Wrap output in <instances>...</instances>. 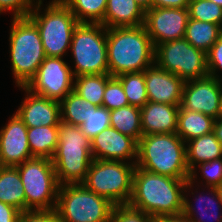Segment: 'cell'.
<instances>
[{"instance_id":"cell-1","label":"cell","mask_w":222,"mask_h":222,"mask_svg":"<svg viewBox=\"0 0 222 222\" xmlns=\"http://www.w3.org/2000/svg\"><path fill=\"white\" fill-rule=\"evenodd\" d=\"M186 183L187 180L135 167L128 205L154 218L182 214Z\"/></svg>"},{"instance_id":"cell-2","label":"cell","mask_w":222,"mask_h":222,"mask_svg":"<svg viewBox=\"0 0 222 222\" xmlns=\"http://www.w3.org/2000/svg\"><path fill=\"white\" fill-rule=\"evenodd\" d=\"M155 47L144 25L107 28L109 74L141 72L154 64Z\"/></svg>"},{"instance_id":"cell-3","label":"cell","mask_w":222,"mask_h":222,"mask_svg":"<svg viewBox=\"0 0 222 222\" xmlns=\"http://www.w3.org/2000/svg\"><path fill=\"white\" fill-rule=\"evenodd\" d=\"M136 167L154 174L188 180L186 143L176 133L143 135L138 141Z\"/></svg>"},{"instance_id":"cell-4","label":"cell","mask_w":222,"mask_h":222,"mask_svg":"<svg viewBox=\"0 0 222 222\" xmlns=\"http://www.w3.org/2000/svg\"><path fill=\"white\" fill-rule=\"evenodd\" d=\"M56 151L52 157L59 185L82 184L93 160L91 140L79 126L60 121Z\"/></svg>"},{"instance_id":"cell-5","label":"cell","mask_w":222,"mask_h":222,"mask_svg":"<svg viewBox=\"0 0 222 222\" xmlns=\"http://www.w3.org/2000/svg\"><path fill=\"white\" fill-rule=\"evenodd\" d=\"M10 63L16 87L26 86L46 58L39 30L29 17L11 19Z\"/></svg>"},{"instance_id":"cell-6","label":"cell","mask_w":222,"mask_h":222,"mask_svg":"<svg viewBox=\"0 0 222 222\" xmlns=\"http://www.w3.org/2000/svg\"><path fill=\"white\" fill-rule=\"evenodd\" d=\"M43 0H37L29 18L36 24L46 57L63 58L68 54L73 32L79 24L75 15L61 1L52 0L41 11Z\"/></svg>"},{"instance_id":"cell-7","label":"cell","mask_w":222,"mask_h":222,"mask_svg":"<svg viewBox=\"0 0 222 222\" xmlns=\"http://www.w3.org/2000/svg\"><path fill=\"white\" fill-rule=\"evenodd\" d=\"M74 77L106 74L108 69L107 28L101 23H79L70 44Z\"/></svg>"},{"instance_id":"cell-8","label":"cell","mask_w":222,"mask_h":222,"mask_svg":"<svg viewBox=\"0 0 222 222\" xmlns=\"http://www.w3.org/2000/svg\"><path fill=\"white\" fill-rule=\"evenodd\" d=\"M135 167L124 161L93 159L82 184L114 205H126L132 196Z\"/></svg>"},{"instance_id":"cell-9","label":"cell","mask_w":222,"mask_h":222,"mask_svg":"<svg viewBox=\"0 0 222 222\" xmlns=\"http://www.w3.org/2000/svg\"><path fill=\"white\" fill-rule=\"evenodd\" d=\"M115 205L83 184L59 187L56 213L62 222H109Z\"/></svg>"},{"instance_id":"cell-10","label":"cell","mask_w":222,"mask_h":222,"mask_svg":"<svg viewBox=\"0 0 222 222\" xmlns=\"http://www.w3.org/2000/svg\"><path fill=\"white\" fill-rule=\"evenodd\" d=\"M15 167L24 185L26 211L55 210L60 185L52 160L33 157Z\"/></svg>"},{"instance_id":"cell-11","label":"cell","mask_w":222,"mask_h":222,"mask_svg":"<svg viewBox=\"0 0 222 222\" xmlns=\"http://www.w3.org/2000/svg\"><path fill=\"white\" fill-rule=\"evenodd\" d=\"M154 63L184 82L209 75L207 53L195 48L185 38L156 45Z\"/></svg>"},{"instance_id":"cell-12","label":"cell","mask_w":222,"mask_h":222,"mask_svg":"<svg viewBox=\"0 0 222 222\" xmlns=\"http://www.w3.org/2000/svg\"><path fill=\"white\" fill-rule=\"evenodd\" d=\"M73 86L72 67L63 58L46 57L25 87L34 94L61 101Z\"/></svg>"},{"instance_id":"cell-13","label":"cell","mask_w":222,"mask_h":222,"mask_svg":"<svg viewBox=\"0 0 222 222\" xmlns=\"http://www.w3.org/2000/svg\"><path fill=\"white\" fill-rule=\"evenodd\" d=\"M180 107L217 119L222 114V81L209 75L186 81Z\"/></svg>"},{"instance_id":"cell-14","label":"cell","mask_w":222,"mask_h":222,"mask_svg":"<svg viewBox=\"0 0 222 222\" xmlns=\"http://www.w3.org/2000/svg\"><path fill=\"white\" fill-rule=\"evenodd\" d=\"M188 19V8H149L145 10L144 27L155 47L184 38Z\"/></svg>"},{"instance_id":"cell-15","label":"cell","mask_w":222,"mask_h":222,"mask_svg":"<svg viewBox=\"0 0 222 222\" xmlns=\"http://www.w3.org/2000/svg\"><path fill=\"white\" fill-rule=\"evenodd\" d=\"M27 126L15 112L0 129V166H17L32 157Z\"/></svg>"},{"instance_id":"cell-16","label":"cell","mask_w":222,"mask_h":222,"mask_svg":"<svg viewBox=\"0 0 222 222\" xmlns=\"http://www.w3.org/2000/svg\"><path fill=\"white\" fill-rule=\"evenodd\" d=\"M137 148L138 142L135 139L111 126L91 140L92 158L98 160L127 161L136 164Z\"/></svg>"},{"instance_id":"cell-17","label":"cell","mask_w":222,"mask_h":222,"mask_svg":"<svg viewBox=\"0 0 222 222\" xmlns=\"http://www.w3.org/2000/svg\"><path fill=\"white\" fill-rule=\"evenodd\" d=\"M25 91V97L16 110L27 128L59 125L61 121L60 101L32 93L25 86H19Z\"/></svg>"},{"instance_id":"cell-18","label":"cell","mask_w":222,"mask_h":222,"mask_svg":"<svg viewBox=\"0 0 222 222\" xmlns=\"http://www.w3.org/2000/svg\"><path fill=\"white\" fill-rule=\"evenodd\" d=\"M147 97L150 102L181 105L184 81L155 63L144 70Z\"/></svg>"},{"instance_id":"cell-19","label":"cell","mask_w":222,"mask_h":222,"mask_svg":"<svg viewBox=\"0 0 222 222\" xmlns=\"http://www.w3.org/2000/svg\"><path fill=\"white\" fill-rule=\"evenodd\" d=\"M179 107L148 101L140 108L142 134L176 133Z\"/></svg>"},{"instance_id":"cell-20","label":"cell","mask_w":222,"mask_h":222,"mask_svg":"<svg viewBox=\"0 0 222 222\" xmlns=\"http://www.w3.org/2000/svg\"><path fill=\"white\" fill-rule=\"evenodd\" d=\"M193 186H194V183L188 179L184 188L183 214L187 216L189 219H191L193 222H208L206 220L209 219L210 221V218H214L215 221L217 222H222V212H221L222 205L219 200V196L216 191V188L207 187V189L209 190L208 191L209 193L207 195L211 194L213 197L212 196L209 197L207 195H205L204 197V195L202 196V193L200 195L195 194L194 197H196L195 199H196V202L198 203H196L197 205L195 204L196 207H194L192 201L188 199L189 198L188 195L191 189L195 188ZM202 203L204 205H202ZM196 208H198V210H196ZM199 209L201 212L199 211Z\"/></svg>"},{"instance_id":"cell-21","label":"cell","mask_w":222,"mask_h":222,"mask_svg":"<svg viewBox=\"0 0 222 222\" xmlns=\"http://www.w3.org/2000/svg\"><path fill=\"white\" fill-rule=\"evenodd\" d=\"M145 9L135 0H107L104 26L137 27L144 25Z\"/></svg>"},{"instance_id":"cell-22","label":"cell","mask_w":222,"mask_h":222,"mask_svg":"<svg viewBox=\"0 0 222 222\" xmlns=\"http://www.w3.org/2000/svg\"><path fill=\"white\" fill-rule=\"evenodd\" d=\"M187 166L192 171L202 162H208L222 158V144L211 132L194 138L186 143Z\"/></svg>"},{"instance_id":"cell-23","label":"cell","mask_w":222,"mask_h":222,"mask_svg":"<svg viewBox=\"0 0 222 222\" xmlns=\"http://www.w3.org/2000/svg\"><path fill=\"white\" fill-rule=\"evenodd\" d=\"M215 119L179 107L176 134L185 142L213 132Z\"/></svg>"},{"instance_id":"cell-24","label":"cell","mask_w":222,"mask_h":222,"mask_svg":"<svg viewBox=\"0 0 222 222\" xmlns=\"http://www.w3.org/2000/svg\"><path fill=\"white\" fill-rule=\"evenodd\" d=\"M18 169L0 166V201L26 211V196Z\"/></svg>"},{"instance_id":"cell-25","label":"cell","mask_w":222,"mask_h":222,"mask_svg":"<svg viewBox=\"0 0 222 222\" xmlns=\"http://www.w3.org/2000/svg\"><path fill=\"white\" fill-rule=\"evenodd\" d=\"M27 136L32 157L52 159L58 144V125L28 128Z\"/></svg>"},{"instance_id":"cell-26","label":"cell","mask_w":222,"mask_h":222,"mask_svg":"<svg viewBox=\"0 0 222 222\" xmlns=\"http://www.w3.org/2000/svg\"><path fill=\"white\" fill-rule=\"evenodd\" d=\"M221 35V25L189 18L184 38L195 48L207 53Z\"/></svg>"},{"instance_id":"cell-27","label":"cell","mask_w":222,"mask_h":222,"mask_svg":"<svg viewBox=\"0 0 222 222\" xmlns=\"http://www.w3.org/2000/svg\"><path fill=\"white\" fill-rule=\"evenodd\" d=\"M110 125L117 131L132 137L137 142L143 136L140 108L127 105L110 110Z\"/></svg>"},{"instance_id":"cell-28","label":"cell","mask_w":222,"mask_h":222,"mask_svg":"<svg viewBox=\"0 0 222 222\" xmlns=\"http://www.w3.org/2000/svg\"><path fill=\"white\" fill-rule=\"evenodd\" d=\"M111 77L109 73L74 77L73 91L91 104L102 106L104 90Z\"/></svg>"},{"instance_id":"cell-29","label":"cell","mask_w":222,"mask_h":222,"mask_svg":"<svg viewBox=\"0 0 222 222\" xmlns=\"http://www.w3.org/2000/svg\"><path fill=\"white\" fill-rule=\"evenodd\" d=\"M61 1L71 10L79 23H101L104 26L107 0Z\"/></svg>"},{"instance_id":"cell-30","label":"cell","mask_w":222,"mask_h":222,"mask_svg":"<svg viewBox=\"0 0 222 222\" xmlns=\"http://www.w3.org/2000/svg\"><path fill=\"white\" fill-rule=\"evenodd\" d=\"M93 104L71 91L60 101L61 121L79 126L86 121Z\"/></svg>"},{"instance_id":"cell-31","label":"cell","mask_w":222,"mask_h":222,"mask_svg":"<svg viewBox=\"0 0 222 222\" xmlns=\"http://www.w3.org/2000/svg\"><path fill=\"white\" fill-rule=\"evenodd\" d=\"M116 78L121 82L129 105L142 108L149 101L144 71L124 73Z\"/></svg>"},{"instance_id":"cell-32","label":"cell","mask_w":222,"mask_h":222,"mask_svg":"<svg viewBox=\"0 0 222 222\" xmlns=\"http://www.w3.org/2000/svg\"><path fill=\"white\" fill-rule=\"evenodd\" d=\"M110 126V110L96 105L90 109L86 121L79 125L82 133L90 140Z\"/></svg>"},{"instance_id":"cell-33","label":"cell","mask_w":222,"mask_h":222,"mask_svg":"<svg viewBox=\"0 0 222 222\" xmlns=\"http://www.w3.org/2000/svg\"><path fill=\"white\" fill-rule=\"evenodd\" d=\"M189 18L222 26V7L210 0H190Z\"/></svg>"},{"instance_id":"cell-34","label":"cell","mask_w":222,"mask_h":222,"mask_svg":"<svg viewBox=\"0 0 222 222\" xmlns=\"http://www.w3.org/2000/svg\"><path fill=\"white\" fill-rule=\"evenodd\" d=\"M201 172V177L203 178V182L205 179V189L207 187L216 188L219 185L222 184V158L208 161V162H202L195 166V168L190 171L189 180L195 184V182H198L196 180L198 177V170ZM197 175V176H196ZM196 179V180H195Z\"/></svg>"},{"instance_id":"cell-35","label":"cell","mask_w":222,"mask_h":222,"mask_svg":"<svg viewBox=\"0 0 222 222\" xmlns=\"http://www.w3.org/2000/svg\"><path fill=\"white\" fill-rule=\"evenodd\" d=\"M129 105L121 82L116 77H111L104 90L102 106L108 110H114Z\"/></svg>"},{"instance_id":"cell-36","label":"cell","mask_w":222,"mask_h":222,"mask_svg":"<svg viewBox=\"0 0 222 222\" xmlns=\"http://www.w3.org/2000/svg\"><path fill=\"white\" fill-rule=\"evenodd\" d=\"M109 222H155V218L126 204L113 207Z\"/></svg>"},{"instance_id":"cell-37","label":"cell","mask_w":222,"mask_h":222,"mask_svg":"<svg viewBox=\"0 0 222 222\" xmlns=\"http://www.w3.org/2000/svg\"><path fill=\"white\" fill-rule=\"evenodd\" d=\"M207 66L209 76H212L217 80L222 81V76L219 75L218 72L222 71V35L217 39V41L207 52Z\"/></svg>"},{"instance_id":"cell-38","label":"cell","mask_w":222,"mask_h":222,"mask_svg":"<svg viewBox=\"0 0 222 222\" xmlns=\"http://www.w3.org/2000/svg\"><path fill=\"white\" fill-rule=\"evenodd\" d=\"M37 0H0V14L12 11L13 18L28 17Z\"/></svg>"},{"instance_id":"cell-39","label":"cell","mask_w":222,"mask_h":222,"mask_svg":"<svg viewBox=\"0 0 222 222\" xmlns=\"http://www.w3.org/2000/svg\"><path fill=\"white\" fill-rule=\"evenodd\" d=\"M18 222H62L55 210H29L20 213Z\"/></svg>"},{"instance_id":"cell-40","label":"cell","mask_w":222,"mask_h":222,"mask_svg":"<svg viewBox=\"0 0 222 222\" xmlns=\"http://www.w3.org/2000/svg\"><path fill=\"white\" fill-rule=\"evenodd\" d=\"M21 211L0 201V222H18Z\"/></svg>"},{"instance_id":"cell-41","label":"cell","mask_w":222,"mask_h":222,"mask_svg":"<svg viewBox=\"0 0 222 222\" xmlns=\"http://www.w3.org/2000/svg\"><path fill=\"white\" fill-rule=\"evenodd\" d=\"M190 0H152L151 8H184L189 7Z\"/></svg>"},{"instance_id":"cell-42","label":"cell","mask_w":222,"mask_h":222,"mask_svg":"<svg viewBox=\"0 0 222 222\" xmlns=\"http://www.w3.org/2000/svg\"><path fill=\"white\" fill-rule=\"evenodd\" d=\"M155 222H193L183 213L179 215L158 216L155 218Z\"/></svg>"},{"instance_id":"cell-43","label":"cell","mask_w":222,"mask_h":222,"mask_svg":"<svg viewBox=\"0 0 222 222\" xmlns=\"http://www.w3.org/2000/svg\"><path fill=\"white\" fill-rule=\"evenodd\" d=\"M213 132L215 133L216 138L222 144V116L215 119Z\"/></svg>"},{"instance_id":"cell-44","label":"cell","mask_w":222,"mask_h":222,"mask_svg":"<svg viewBox=\"0 0 222 222\" xmlns=\"http://www.w3.org/2000/svg\"><path fill=\"white\" fill-rule=\"evenodd\" d=\"M141 7H143L145 10L151 8V2L152 0H135Z\"/></svg>"},{"instance_id":"cell-45","label":"cell","mask_w":222,"mask_h":222,"mask_svg":"<svg viewBox=\"0 0 222 222\" xmlns=\"http://www.w3.org/2000/svg\"><path fill=\"white\" fill-rule=\"evenodd\" d=\"M216 191H217V193H218L219 200H220L221 205H222V184L219 185L218 187H216Z\"/></svg>"},{"instance_id":"cell-46","label":"cell","mask_w":222,"mask_h":222,"mask_svg":"<svg viewBox=\"0 0 222 222\" xmlns=\"http://www.w3.org/2000/svg\"><path fill=\"white\" fill-rule=\"evenodd\" d=\"M210 1L216 3L218 6L222 7V0H210Z\"/></svg>"}]
</instances>
